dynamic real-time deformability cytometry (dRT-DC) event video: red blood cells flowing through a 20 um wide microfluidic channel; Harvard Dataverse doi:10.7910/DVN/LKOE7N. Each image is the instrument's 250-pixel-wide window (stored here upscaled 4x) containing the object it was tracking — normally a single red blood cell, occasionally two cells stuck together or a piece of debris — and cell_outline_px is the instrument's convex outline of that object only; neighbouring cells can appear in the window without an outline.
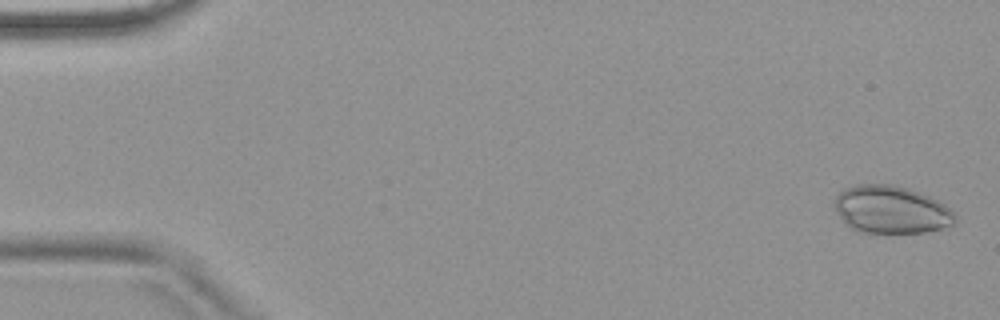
{"species": "common noctule bat (a hibernating species)", "species_latin": "Nyctalus noctula", "temperature_condition": "warm", "stored_images_in_passage": 5, "camera_frame_rate_fps": 3000, "um_per_image_px": 0.085, "animal": {"sex": "female", "body_mass_g": 18.4}, "frame": {"image": 1, "passage_image": 1, "time_ms": 0.0, "image_size_px": [1000, 320], "cell_outline_px": [[956, 220], [952, 224], [940, 228], [924, 232], [860, 232], [852, 228], [840, 216], [836, 208], [836, 196], [844, 188], [856, 184], [888, 184], [904, 188], [928, 196], [944, 204], [956, 212]], "centroid_in_image_um": [75.76, 17.81], "position_along_channel_um": 9.2, "area_um2": 32.83}}